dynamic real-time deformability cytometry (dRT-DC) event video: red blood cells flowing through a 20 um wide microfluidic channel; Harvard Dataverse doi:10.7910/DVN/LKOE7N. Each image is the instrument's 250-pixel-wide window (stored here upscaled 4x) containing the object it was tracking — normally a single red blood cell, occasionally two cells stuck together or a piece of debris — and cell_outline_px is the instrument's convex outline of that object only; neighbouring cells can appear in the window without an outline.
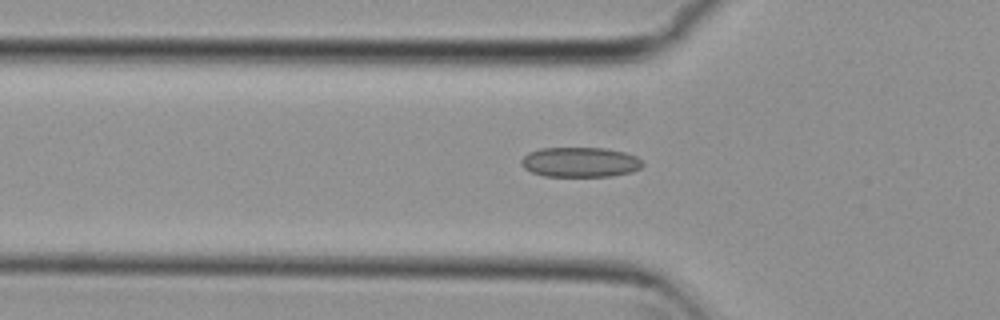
{"species": "common noctule bat (a hibernating species)", "species_latin": "Nyctalus noctula", "temperature_condition": "cold", "stored_images_in_passage": 48, "camera_frame_rate_fps": 3000, "um_per_image_px": 0.085, "animal": {"sex": "female", "body_mass_g": 29.2, "forearm_length_mm": 56.3}, "frame": {"image": 1, "passage_image": 12, "time_ms": 3.667, "image_size_px": [1000, 320], "cell_outline_px": [[644, 164], [640, 168], [632, 172], [612, 176], [544, 176], [532, 172], [524, 168], [520, 164], [520, 160], [528, 152], [540, 148], [608, 148], [624, 152], [636, 156]], "centroid_in_image_um": [49.3, 13.78], "position_along_channel_um": 76.5, "area_um2": 21.27}}
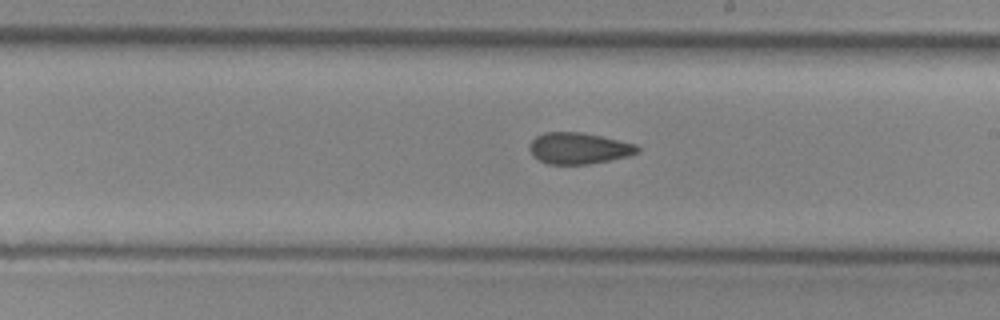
{"frame": {"image": 2, "passage_image": 25, "time_ms": 8.0, "image_size_px": [1000, 320], "cell_outline_px": [[640, 152], [628, 156], [588, 164], [548, 164], [532, 156], [528, 148], [528, 144], [536, 136], [544, 132], [580, 132], [600, 136], [636, 144], [640, 148]], "centroid_in_image_um": [49.16, 12.6], "position_along_channel_um": 239.8, "area_um2": 19.71}}
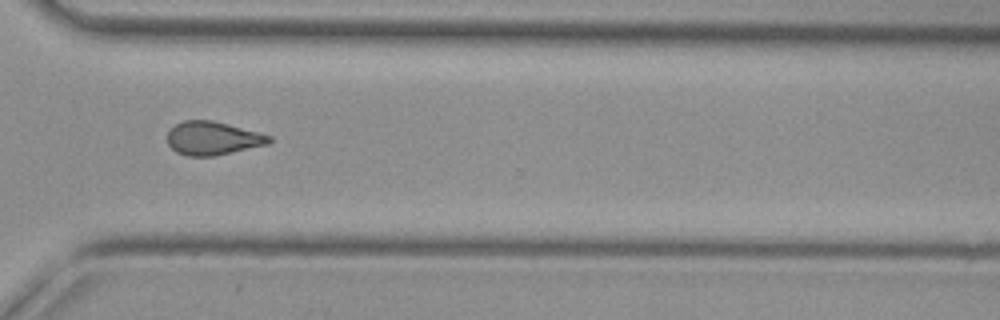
{"frame": {"image": 3, "passage_image": 34, "time_ms": 11.0, "image_size_px": [1000, 320], "cell_outline_px": [[272, 140], [268, 144], [212, 156], [188, 156], [176, 152], [168, 144], [168, 132], [176, 124], [184, 120], [212, 120], [228, 124], [272, 136]], "centroid_in_image_um": [18.07, 11.75], "position_along_channel_um": 352.5, "area_um2": 19.59}, "authors_computed_cell_mechanics": {"area_um2": 20.1433, "velocity_mm_per_s": 3.7541, "shape_relaxation_time_tau1_ms": null, "shape_relaxation_time_tau2_ms": 3.6088, "deformation_change_tau1": null, "deformation_change_tau2": 0.1068}}